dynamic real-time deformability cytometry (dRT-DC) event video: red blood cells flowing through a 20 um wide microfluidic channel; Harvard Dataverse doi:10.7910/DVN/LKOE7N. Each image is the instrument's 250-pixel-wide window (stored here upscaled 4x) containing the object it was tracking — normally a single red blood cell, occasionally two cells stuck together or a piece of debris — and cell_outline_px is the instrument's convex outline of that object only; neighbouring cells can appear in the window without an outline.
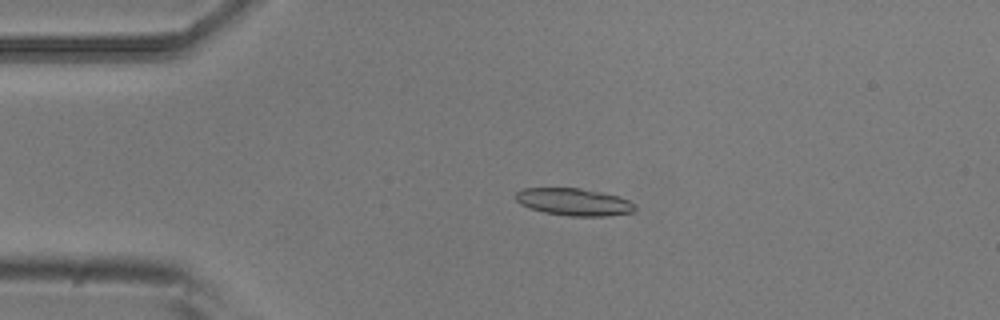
{"species": "common noctule bat (a hibernating species)", "species_latin": "Nyctalus noctula", "temperature_condition": "room temperature", "stored_images_in_passage": 5, "camera_frame_rate_fps": 3000, "um_per_image_px": 0.085, "animal": {"sex": "male", "body_mass_g": 20.5, "forearm_length_mm": 52.5}, "frame": {"image": 1, "passage_image": 4, "time_ms": 1.0, "image_size_px": [1000, 320], "cell_outline_px": [[636, 208], [632, 212], [608, 216], [568, 216], [544, 212], [528, 208], [520, 204], [512, 196], [520, 188], [580, 188], [620, 196], [636, 204]], "centroid_in_image_um": [48.74, 17.16], "position_along_channel_um": 36.3, "area_um2": 19.25}}